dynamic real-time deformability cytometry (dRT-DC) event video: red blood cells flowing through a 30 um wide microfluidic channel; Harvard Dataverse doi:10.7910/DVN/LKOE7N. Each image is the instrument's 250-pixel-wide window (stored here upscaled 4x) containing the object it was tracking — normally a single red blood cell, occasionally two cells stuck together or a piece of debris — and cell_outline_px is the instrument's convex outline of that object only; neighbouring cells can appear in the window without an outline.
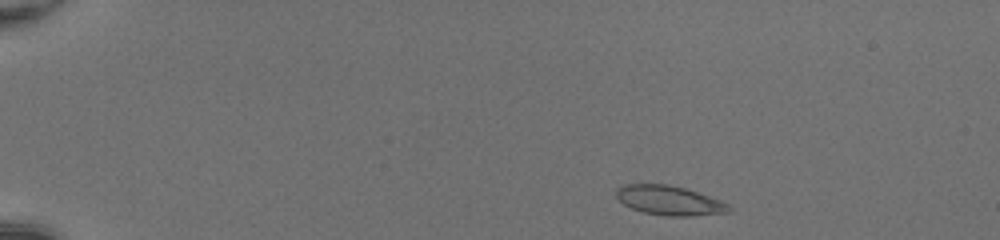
{"species": "common noctule bat (a hibernating species)", "species_latin": "Nyctalus noctula", "temperature_condition": "room temperature", "stored_images_in_passage": 44, "camera_frame_rate_fps": 3000, "um_per_image_px": 0.085, "animal": {"sex": "female", "body_mass_g": 20.0, "forearm_length_mm": 54.0}, "frame": {"image": 1, "passage_image": 2, "time_ms": 0.333, "image_size_px": [1000, 240], "cell_outline_px": [[732, 212], [692, 216], [668, 216], [644, 212], [632, 208], [616, 200], [616, 188], [624, 184], [668, 184], [684, 188], [720, 200], [728, 204], [732, 208]], "centroid_in_image_um": [56.88, 17.04], "position_along_channel_um": 28.1, "area_um2": 19.36}}
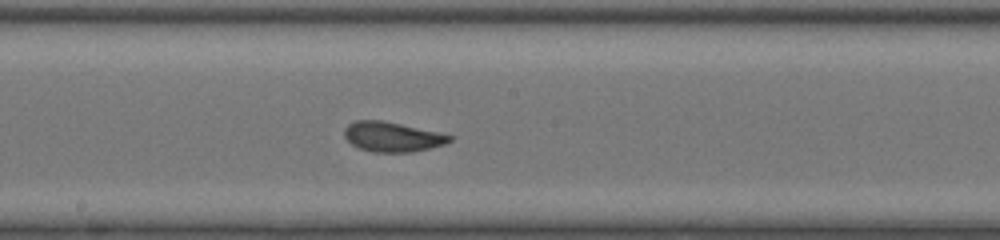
{"frame": {"image": 2, "passage_image": 23, "time_ms": 7.333, "image_size_px": [1000, 240], "cell_outline_px": [[456, 136], [452, 140], [444, 144], [412, 152], [372, 152], [360, 148], [352, 144], [344, 136], [344, 128], [348, 124], [356, 120], [384, 120], [440, 132]], "centroid_in_image_um": [33.37, 11.61], "position_along_channel_um": 214.8, "area_um2": 18.44}}
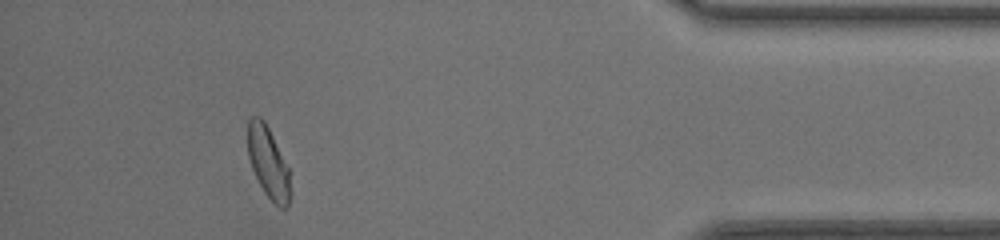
{"frame": {"image": 3, "passage_image": 40, "time_ms": 13.0, "image_size_px": [1000, 240], "cell_outline_px": [[292, 196], [288, 208], [280, 208], [264, 192], [252, 168], [248, 156], [248, 116], [260, 116], [264, 120], [288, 168], [292, 192]], "centroid_in_image_um": [22.82, 13.85], "position_along_channel_um": 412.4, "area_um2": 17.63}, "authors_computed_cell_mechanics": {"area_um2": 18.6405, "velocity_mm_per_s": 4.2258, "shape_relaxation_time_tau1_ms": 5.6473, "shape_relaxation_time_tau2_ms": 0.8037, "deformation_change_tau1": 0.1669, "deformation_change_tau2": 0.0557}}